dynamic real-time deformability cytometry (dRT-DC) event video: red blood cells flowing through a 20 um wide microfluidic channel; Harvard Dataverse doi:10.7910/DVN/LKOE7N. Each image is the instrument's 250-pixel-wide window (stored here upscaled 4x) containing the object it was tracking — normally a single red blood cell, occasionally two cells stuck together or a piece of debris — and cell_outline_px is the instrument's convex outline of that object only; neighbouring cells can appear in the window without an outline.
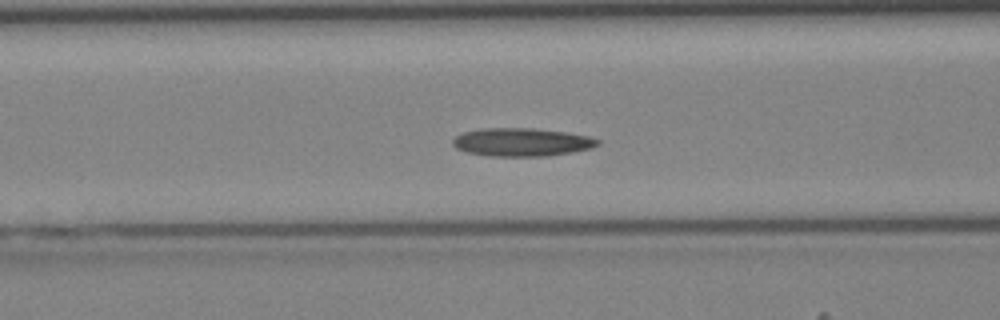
{"species": "Egyptian fruit bat (a non-hibernating species)", "species_latin": "Rousettus aegyptiacus", "temperature_condition": "cold", "stored_images_in_passage": 30, "camera_frame_rate_fps": 3000, "um_per_image_px": 0.085, "animal": {"sex": "female"}, "frame": {"image": 1, "passage_image": 4, "time_ms": 1.0, "image_size_px": [1000, 320], "cell_outline_px": [[600, 144], [592, 148], [572, 152], [548, 156], [492, 156], [464, 152], [456, 148], [452, 144], [452, 140], [456, 136], [464, 132], [484, 128], [532, 128], [564, 132], [588, 136], [600, 140]], "centroid_in_image_um": [44.34, 12.09], "position_along_channel_um": 122.3, "area_um2": 23.81}}
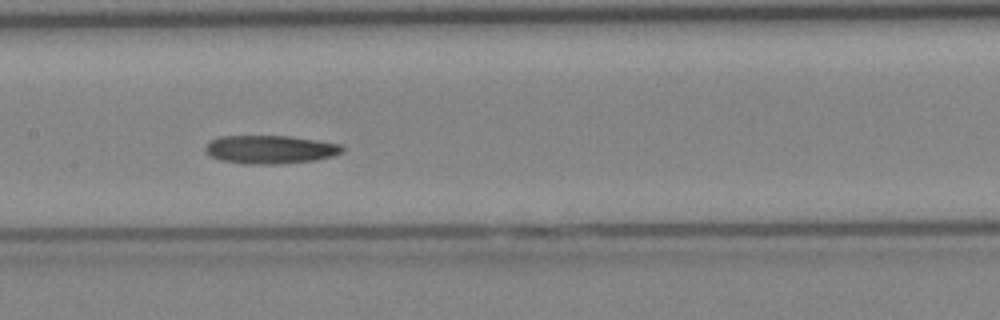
{"frame": {"image": 2, "passage_image": 8, "time_ms": 2.333, "image_size_px": [1000, 320], "cell_outline_px": [[344, 152], [332, 156], [316, 160], [284, 164], [244, 164], [220, 160], [212, 156], [204, 148], [212, 140], [220, 136], [288, 136], [344, 144]], "centroid_in_image_um": [23.03, 12.71], "position_along_channel_um": 184.4, "area_um2": 22.72}}
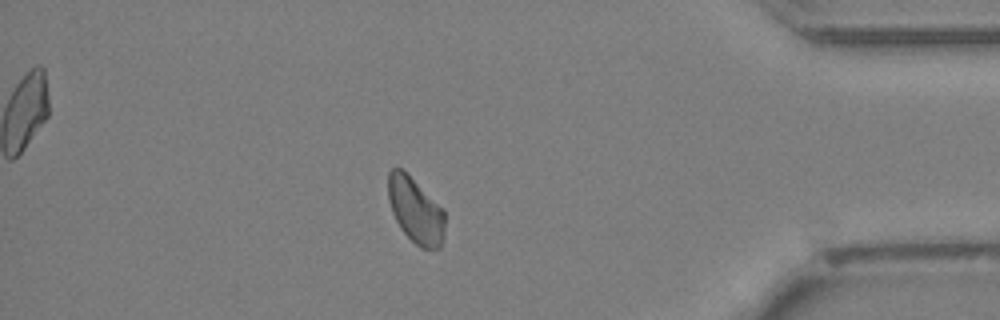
{"frame": {"image": 3, "passage_image": 24, "time_ms": 7.667, "image_size_px": [1000, 320], "cell_outline_px": [[444, 236], [440, 248], [420, 248], [400, 228], [392, 212], [388, 200], [388, 172], [392, 168], [400, 168], [444, 208]], "centroid_in_image_um": [35.32, 17.89], "position_along_channel_um": 399.9, "area_um2": 21.5}}